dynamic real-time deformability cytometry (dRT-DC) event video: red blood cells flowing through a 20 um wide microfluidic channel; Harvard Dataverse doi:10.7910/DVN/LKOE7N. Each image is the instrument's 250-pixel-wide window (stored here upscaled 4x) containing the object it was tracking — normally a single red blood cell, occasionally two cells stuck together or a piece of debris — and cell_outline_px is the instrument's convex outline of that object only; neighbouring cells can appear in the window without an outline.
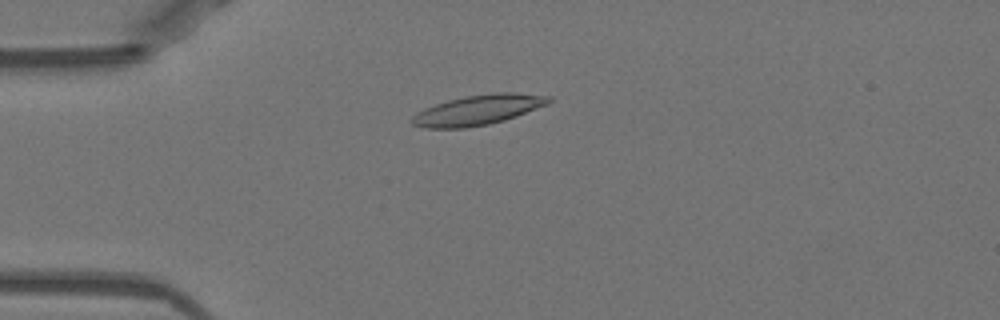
{"species": "Egyptian fruit bat (a non-hibernating species)", "species_latin": "Rousettus aegyptiacus", "temperature_condition": "warm", "stored_images_in_passage": 52, "camera_frame_rate_fps": 3000, "um_per_image_px": 0.085, "animal": {"sex": "female"}, "frame": {"image": 1, "passage_image": 14, "time_ms": 4.333, "image_size_px": [1000, 320], "cell_outline_px": [[552, 100], [548, 104], [516, 116], [504, 120], [488, 124], [464, 128], [424, 128], [412, 124], [412, 116], [416, 112], [424, 108], [448, 100], [464, 96], [496, 92], [512, 92], [552, 96]], "centroid_in_image_um": [40.64, 9.34], "position_along_channel_um": 44.4, "area_um2": 23.93}}
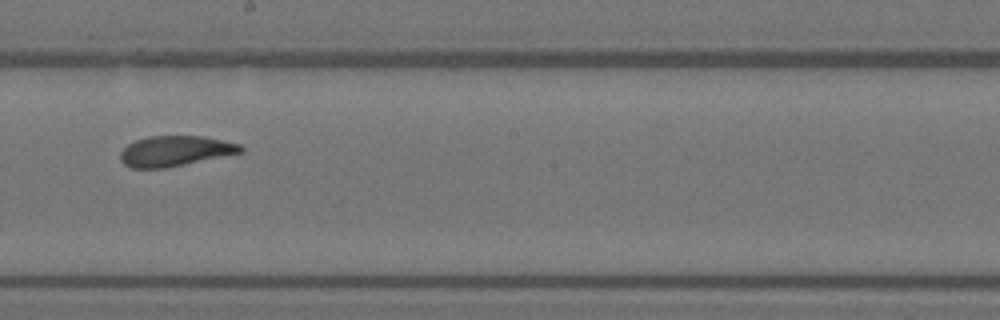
{"frame": {"image": 2, "passage_image": 30, "time_ms": 9.667, "image_size_px": [1000, 320], "cell_outline_px": [[244, 152], [164, 168], [132, 168], [124, 164], [120, 160], [120, 152], [128, 144], [136, 140], [148, 136], [204, 136], [240, 144], [244, 148]], "centroid_in_image_um": [14.88, 12.83], "position_along_channel_um": 233.3, "area_um2": 21.21}}
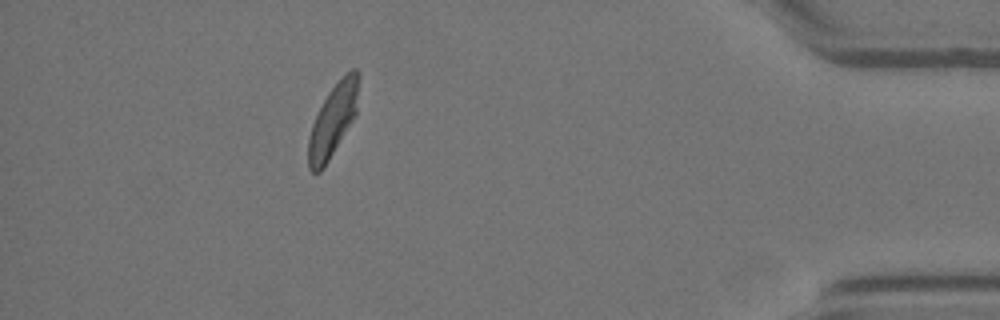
{"frame": {"image": 3, "passage_image": 47, "time_ms": 15.333, "image_size_px": [1000, 320], "cell_outline_px": [[360, 72], [356, 116], [324, 168], [320, 172], [312, 172], [308, 168], [308, 140], [312, 124], [328, 92], [352, 68], [356, 68]], "centroid_in_image_um": [28.32, 10.24], "position_along_channel_um": 406.9, "area_um2": 21.15}, "authors_computed_cell_mechanics": {"area_um2": 21.8484, "velocity_mm_per_s": 3.9434, "shape_relaxation_time_tau1_ms": 3.504, "shape_relaxation_time_tau2_ms": 1.755, "deformation_change_tau1": 0.1552, "deformation_change_tau2": 0.0965}}